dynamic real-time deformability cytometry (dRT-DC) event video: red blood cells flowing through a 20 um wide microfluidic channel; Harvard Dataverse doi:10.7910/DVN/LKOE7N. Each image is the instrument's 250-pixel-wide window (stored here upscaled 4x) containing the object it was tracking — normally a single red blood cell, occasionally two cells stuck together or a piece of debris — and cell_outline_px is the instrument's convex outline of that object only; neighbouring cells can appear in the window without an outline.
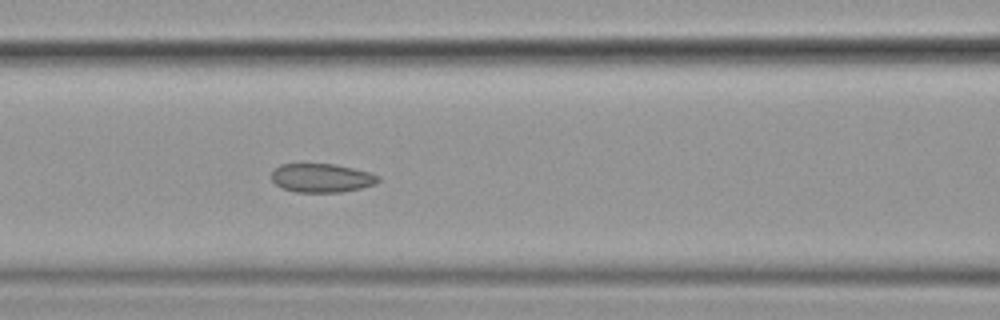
{"species": "common noctule bat (a hibernating species)", "species_latin": "Nyctalus noctula", "temperature_condition": "cold", "stored_images_in_passage": 8, "camera_frame_rate_fps": 3000, "um_per_image_px": 0.085, "animal": {"sex": "female", "body_mass_g": 19.9}, "frame": {"image": 1, "passage_image": 7, "time_ms": 2.0, "image_size_px": [1000, 320], "cell_outline_px": [[380, 180], [376, 184], [360, 188], [340, 192], [296, 192], [280, 188], [272, 180], [272, 172], [280, 164], [336, 164], [368, 172], [380, 176]], "centroid_in_image_um": [27.33, 15.13], "position_along_channel_um": 139.3, "area_um2": 17.86}}